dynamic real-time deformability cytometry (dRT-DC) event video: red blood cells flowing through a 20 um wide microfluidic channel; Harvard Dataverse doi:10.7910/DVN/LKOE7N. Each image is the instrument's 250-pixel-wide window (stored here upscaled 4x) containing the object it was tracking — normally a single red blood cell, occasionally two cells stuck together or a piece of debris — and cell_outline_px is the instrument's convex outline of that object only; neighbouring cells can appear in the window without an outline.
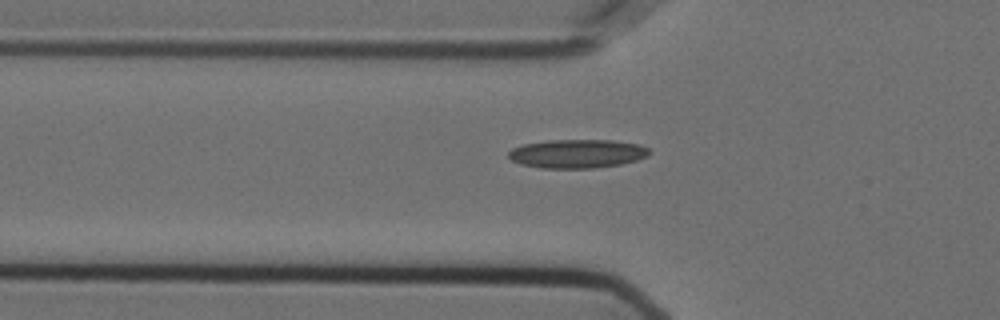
{"species": "Egyptian fruit bat (a non-hibernating species)", "species_latin": "Rousettus aegyptiacus", "temperature_condition": "cold", "stored_images_in_passage": 4, "camera_frame_rate_fps": 3000, "um_per_image_px": 0.085, "animal": {"sex": "female"}, "frame": {"image": 1, "passage_image": 2, "time_ms": 0.333, "image_size_px": [1000, 320], "cell_outline_px": [[652, 152], [648, 156], [636, 160], [620, 164], [592, 168], [540, 168], [520, 164], [512, 160], [508, 156], [508, 152], [512, 148], [524, 144], [548, 140], [612, 140], [640, 144], [648, 148]], "centroid_in_image_um": [49.07, 13.06], "position_along_channel_um": 76.7, "area_um2": 23.64}}